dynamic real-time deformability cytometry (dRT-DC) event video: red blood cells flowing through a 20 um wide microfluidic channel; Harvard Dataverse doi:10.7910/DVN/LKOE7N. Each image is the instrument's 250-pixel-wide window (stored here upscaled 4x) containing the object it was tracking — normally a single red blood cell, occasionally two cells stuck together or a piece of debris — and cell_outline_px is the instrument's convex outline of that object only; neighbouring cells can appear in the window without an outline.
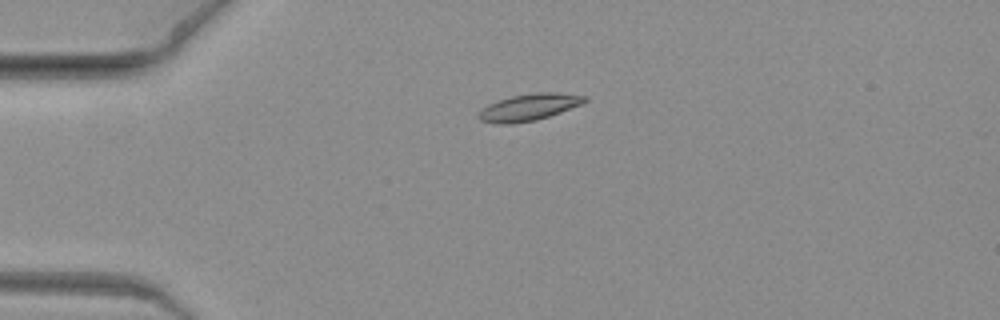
{"species": "common noctule bat (a hibernating species)", "species_latin": "Nyctalus noctula", "temperature_condition": "warm", "stored_images_in_passage": 3, "camera_frame_rate_fps": 3000, "um_per_image_px": 0.085, "animal": {"sex": "female", "body_mass_g": 19.3, "forearm_length_mm": 54.1}, "frame": {"image": 1, "passage_image": 1, "time_ms": 0.0, "image_size_px": [1000, 320], "cell_outline_px": [[588, 100], [584, 104], [536, 120], [512, 124], [496, 124], [480, 120], [476, 116], [476, 112], [488, 104], [496, 100], [512, 96], [536, 92], [556, 92], [588, 96]], "centroid_in_image_um": [44.94, 9.11], "position_along_channel_um": 40.1, "area_um2": 16.88}}
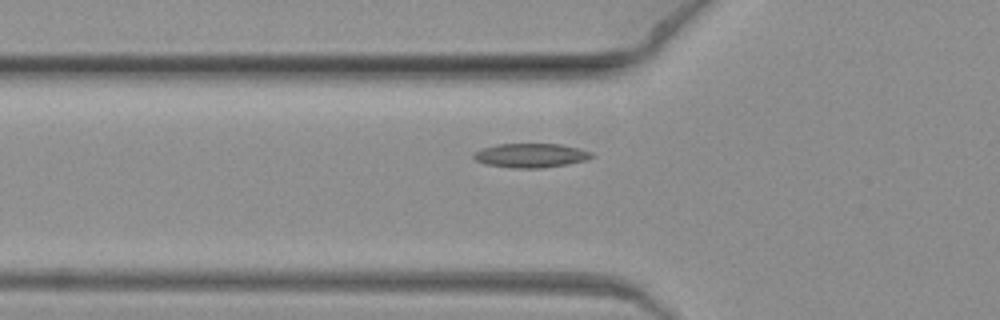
{"frame": {"image": 2, "passage_image": 3, "time_ms": 0.667, "image_size_px": [1000, 320], "cell_outline_px": [[596, 156], [588, 160], [568, 164], [540, 168], [512, 168], [484, 164], [476, 160], [472, 156], [476, 152], [484, 148], [496, 144], [560, 144], [592, 152]], "centroid_in_image_um": [45.15, 13.22], "position_along_channel_um": 80.7, "area_um2": 16.59}}